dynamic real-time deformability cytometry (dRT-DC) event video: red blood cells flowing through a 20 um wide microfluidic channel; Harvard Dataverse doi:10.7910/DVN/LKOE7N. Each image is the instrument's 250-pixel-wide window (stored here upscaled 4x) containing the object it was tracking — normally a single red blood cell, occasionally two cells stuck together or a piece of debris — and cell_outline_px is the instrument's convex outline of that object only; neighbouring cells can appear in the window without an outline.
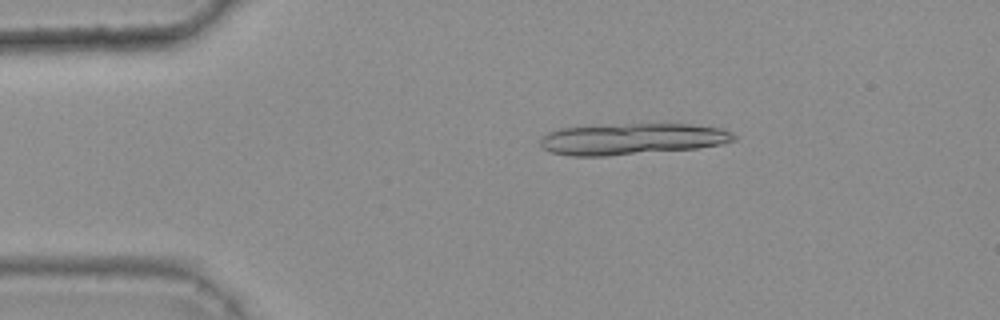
{"species": "common noctule bat (a hibernating species)", "species_latin": "Nyctalus noctula", "temperature_condition": "warm", "stored_images_in_passage": 48, "segment_of_instrument_passage": [1, 2], "camera_frame_rate_fps": 3000, "um_per_image_px": 0.085, "animal": {"sex": "female", "body_mass_g": 25.1}, "frame": {"image": 1, "passage_image": 9, "time_ms": 2.667, "image_size_px": [1000, 320], "cell_outline_px": [[736, 140], [720, 144], [696, 148], [608, 156], [568, 156], [552, 152], [544, 148], [540, 144], [540, 140], [548, 132], [560, 128], [588, 124], [692, 124], [724, 128], [732, 132], [736, 136]], "centroid_in_image_um": [53.71, 11.79], "position_along_channel_um": 31.3, "area_um2": 35.84}}